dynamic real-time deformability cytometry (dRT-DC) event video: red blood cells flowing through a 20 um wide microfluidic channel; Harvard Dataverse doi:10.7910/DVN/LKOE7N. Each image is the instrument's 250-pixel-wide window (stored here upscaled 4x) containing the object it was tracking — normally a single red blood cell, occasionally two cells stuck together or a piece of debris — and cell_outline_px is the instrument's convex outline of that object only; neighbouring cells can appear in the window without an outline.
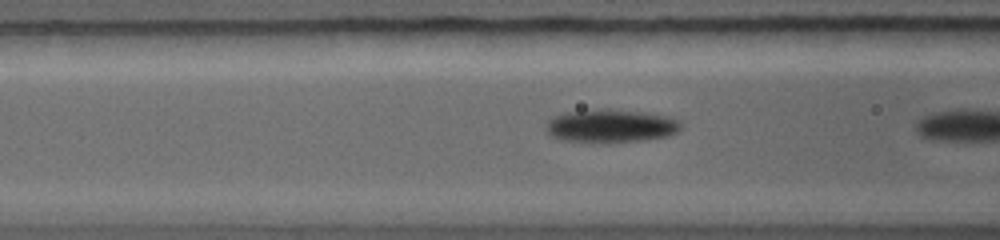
{"species": "common noctule bat (a hibernating species)", "species_latin": "Nyctalus noctula", "temperature_condition": "warm", "stored_images_in_passage": 6, "camera_frame_rate_fps": 5000, "um_per_image_px": 0.085, "animal": {"sex": "female", "body_mass_g": 19.0, "forearm_length_mm": 56.7}, "frame": {"image": 1, "passage_image": 5, "time_ms": 1.6, "image_size_px": [1000, 240], "cell_outline_px": [[680, 128], [672, 132], [656, 136], [624, 140], [592, 140], [560, 136], [552, 132], [548, 128], [548, 124], [556, 116], [568, 112], [640, 112], [664, 116], [676, 120], [680, 124]], "centroid_in_image_um": [51.99, 10.67], "position_along_channel_um": 114.6, "area_um2": 22.08}}